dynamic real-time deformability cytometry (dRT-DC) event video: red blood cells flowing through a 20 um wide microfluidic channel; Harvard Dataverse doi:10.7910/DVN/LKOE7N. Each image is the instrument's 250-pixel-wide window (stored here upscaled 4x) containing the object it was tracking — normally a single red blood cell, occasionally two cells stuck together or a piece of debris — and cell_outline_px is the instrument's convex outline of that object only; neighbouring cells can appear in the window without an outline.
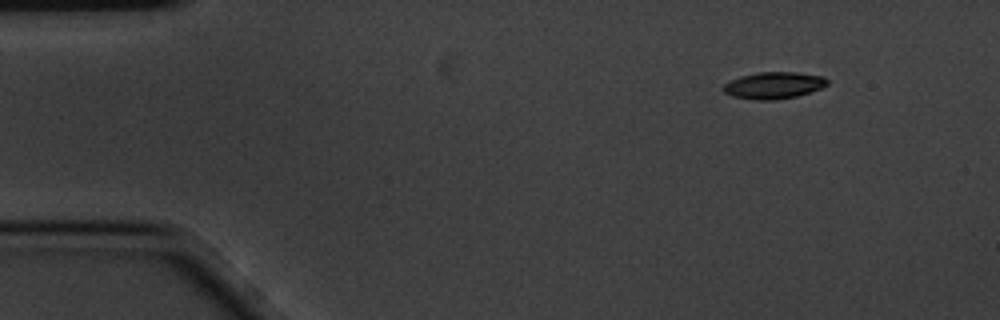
{"species": "common noctule bat (a hibernating species)", "species_latin": "Nyctalus noctula", "temperature_condition": "cold", "stored_images_in_passage": 4, "camera_frame_rate_fps": 3000, "um_per_image_px": 0.085, "animal": {"sex": "male", "body_mass_g": 20.1, "forearm_length_mm": 53.5}, "frame": {"image": 1, "passage_image": 1, "time_ms": 0.0, "image_size_px": [1000, 320], "cell_outline_px": [[828, 84], [820, 88], [796, 96], [776, 100], [756, 100], [732, 96], [724, 92], [724, 84], [740, 76], [756, 72], [796, 72], [824, 76], [828, 80]], "centroid_in_image_um": [65.77, 7.25], "position_along_channel_um": 19.2, "area_um2": 16.13}}
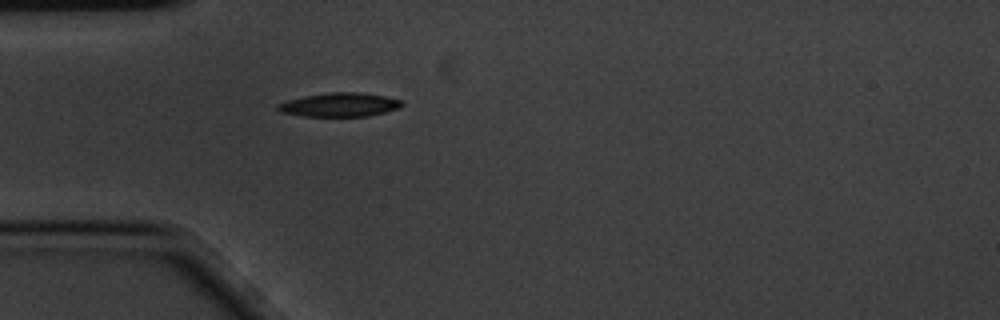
{"frame": {"image": 2, "passage_image": 4, "time_ms": 1.0, "image_size_px": [1000, 320], "cell_outline_px": [[404, 104], [400, 108], [368, 116], [304, 116], [280, 112], [276, 108], [276, 104], [288, 100], [304, 96], [328, 92], [360, 92], [384, 96], [400, 100]], "centroid_in_image_um": [28.85, 8.9], "position_along_channel_um": 56.2, "area_um2": 17.22}}